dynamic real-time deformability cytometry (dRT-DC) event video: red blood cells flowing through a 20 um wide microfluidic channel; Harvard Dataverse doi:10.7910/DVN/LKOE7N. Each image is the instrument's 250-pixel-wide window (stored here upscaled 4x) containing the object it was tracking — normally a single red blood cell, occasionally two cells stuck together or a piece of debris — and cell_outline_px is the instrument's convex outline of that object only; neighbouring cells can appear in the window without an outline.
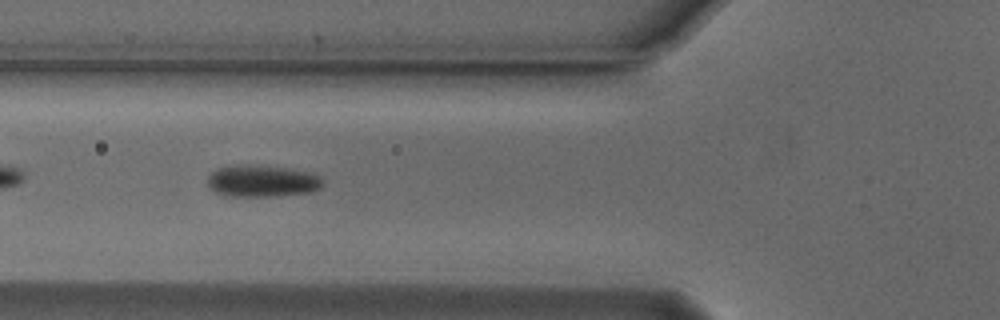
{"species": "Egyptian fruit bat (a non-hibernating species)", "species_latin": "Rousettus aegyptiacus", "temperature_condition": "cold", "stored_images_in_passage": 36, "camera_frame_rate_fps": 3000, "um_per_image_px": 0.085, "animal": {"sex": "male"}, "frame": {"image": 1, "passage_image": 6, "time_ms": 1.667, "image_size_px": [1000, 320], "cell_outline_px": [[324, 184], [320, 188], [312, 192], [276, 196], [224, 196], [208, 188], [208, 176], [216, 168], [240, 164], [248, 164], [288, 168], [312, 172], [320, 176], [324, 180]], "centroid_in_image_um": [22.3, 15.38], "position_along_channel_um": 103.5, "area_um2": 21.79}}
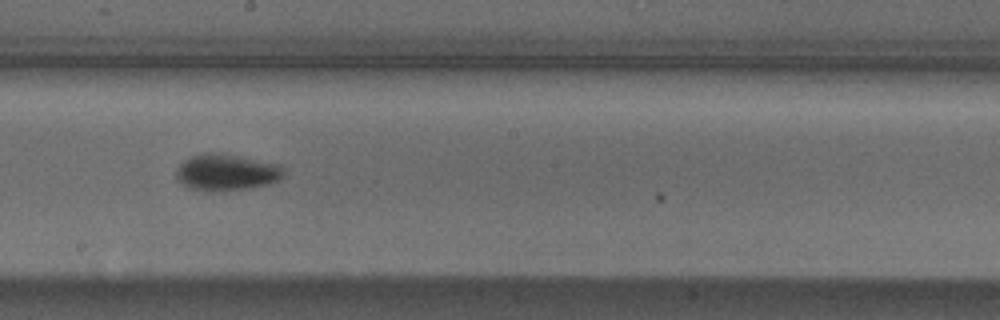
{"frame": {"image": 2, "passage_image": 16, "time_ms": 5.0, "image_size_px": [1000, 320], "cell_outline_px": [[288, 172], [280, 180], [268, 184], [248, 188], [216, 192], [204, 192], [188, 188], [180, 184], [176, 180], [176, 168], [184, 160], [192, 156], [204, 152], [220, 152], [280, 164]], "centroid_in_image_um": [19.24, 14.65], "position_along_channel_um": 229.0, "area_um2": 23.64}}
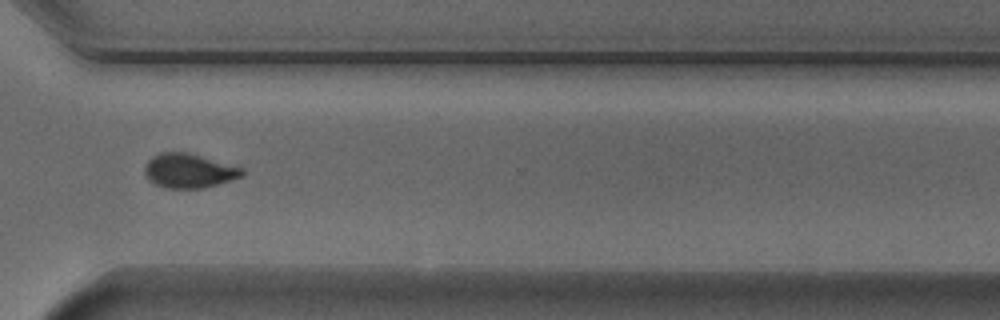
{"frame": {"image": 3, "passage_image": 26, "time_ms": 8.333, "image_size_px": [1000, 320], "cell_outline_px": [[244, 176], [232, 180], [204, 188], [168, 188], [156, 184], [148, 180], [144, 172], [144, 164], [152, 156], [160, 152], [188, 152], [244, 168]], "centroid_in_image_um": [16.06, 14.51], "position_along_channel_um": 354.5, "area_um2": 19.65}, "authors_computed_cell_mechanics": {"area_um2": 20.8658, "velocity_mm_per_s": 3.7619, "shape_relaxation_time_tau1_ms": 2.7636, "shape_relaxation_time_tau2_ms": null, "deformation_change_tau1": 0.1092, "deformation_change_tau2": null}}